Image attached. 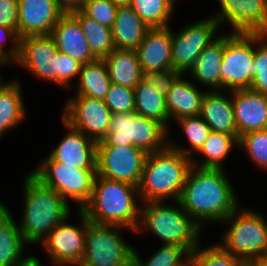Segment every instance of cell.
<instances>
[{
    "instance_id": "cell-37",
    "label": "cell",
    "mask_w": 267,
    "mask_h": 266,
    "mask_svg": "<svg viewBox=\"0 0 267 266\" xmlns=\"http://www.w3.org/2000/svg\"><path fill=\"white\" fill-rule=\"evenodd\" d=\"M161 247L156 249L147 259H143L135 249L133 252L147 265V266H189L190 265V251L180 245L160 244Z\"/></svg>"
},
{
    "instance_id": "cell-24",
    "label": "cell",
    "mask_w": 267,
    "mask_h": 266,
    "mask_svg": "<svg viewBox=\"0 0 267 266\" xmlns=\"http://www.w3.org/2000/svg\"><path fill=\"white\" fill-rule=\"evenodd\" d=\"M224 52V31L209 44L188 71L193 82L205 86L207 91L221 90L220 68ZM194 79V80H193Z\"/></svg>"
},
{
    "instance_id": "cell-27",
    "label": "cell",
    "mask_w": 267,
    "mask_h": 266,
    "mask_svg": "<svg viewBox=\"0 0 267 266\" xmlns=\"http://www.w3.org/2000/svg\"><path fill=\"white\" fill-rule=\"evenodd\" d=\"M148 29L147 24L130 6L118 7L111 27L114 47L136 50Z\"/></svg>"
},
{
    "instance_id": "cell-38",
    "label": "cell",
    "mask_w": 267,
    "mask_h": 266,
    "mask_svg": "<svg viewBox=\"0 0 267 266\" xmlns=\"http://www.w3.org/2000/svg\"><path fill=\"white\" fill-rule=\"evenodd\" d=\"M251 89L267 96V34L255 33Z\"/></svg>"
},
{
    "instance_id": "cell-33",
    "label": "cell",
    "mask_w": 267,
    "mask_h": 266,
    "mask_svg": "<svg viewBox=\"0 0 267 266\" xmlns=\"http://www.w3.org/2000/svg\"><path fill=\"white\" fill-rule=\"evenodd\" d=\"M175 122L179 124L178 127H180L188 145L177 144L171 138L169 139V146L186 156L196 157L195 154L201 149L211 132L210 127L200 115L182 117Z\"/></svg>"
},
{
    "instance_id": "cell-21",
    "label": "cell",
    "mask_w": 267,
    "mask_h": 266,
    "mask_svg": "<svg viewBox=\"0 0 267 266\" xmlns=\"http://www.w3.org/2000/svg\"><path fill=\"white\" fill-rule=\"evenodd\" d=\"M50 36L59 52L81 64L96 60L89 49L87 37L83 34L79 22L70 13H65L58 20Z\"/></svg>"
},
{
    "instance_id": "cell-28",
    "label": "cell",
    "mask_w": 267,
    "mask_h": 266,
    "mask_svg": "<svg viewBox=\"0 0 267 266\" xmlns=\"http://www.w3.org/2000/svg\"><path fill=\"white\" fill-rule=\"evenodd\" d=\"M103 60L111 83L134 89L144 78L136 50L115 48Z\"/></svg>"
},
{
    "instance_id": "cell-23",
    "label": "cell",
    "mask_w": 267,
    "mask_h": 266,
    "mask_svg": "<svg viewBox=\"0 0 267 266\" xmlns=\"http://www.w3.org/2000/svg\"><path fill=\"white\" fill-rule=\"evenodd\" d=\"M200 116L211 131L238 135L232 103V91H206L202 99Z\"/></svg>"
},
{
    "instance_id": "cell-22",
    "label": "cell",
    "mask_w": 267,
    "mask_h": 266,
    "mask_svg": "<svg viewBox=\"0 0 267 266\" xmlns=\"http://www.w3.org/2000/svg\"><path fill=\"white\" fill-rule=\"evenodd\" d=\"M180 74L173 82L166 97V109L171 122L186 116L200 115L202 99L207 91L196 86V83ZM187 78V79H186Z\"/></svg>"
},
{
    "instance_id": "cell-11",
    "label": "cell",
    "mask_w": 267,
    "mask_h": 266,
    "mask_svg": "<svg viewBox=\"0 0 267 266\" xmlns=\"http://www.w3.org/2000/svg\"><path fill=\"white\" fill-rule=\"evenodd\" d=\"M209 16V17H208ZM206 18L189 21L186 25L173 32L171 27V49H172V68L173 70L187 74L193 67L200 53L223 31L220 24L210 15ZM220 33V34H219Z\"/></svg>"
},
{
    "instance_id": "cell-50",
    "label": "cell",
    "mask_w": 267,
    "mask_h": 266,
    "mask_svg": "<svg viewBox=\"0 0 267 266\" xmlns=\"http://www.w3.org/2000/svg\"><path fill=\"white\" fill-rule=\"evenodd\" d=\"M117 7L129 6L132 0H110Z\"/></svg>"
},
{
    "instance_id": "cell-3",
    "label": "cell",
    "mask_w": 267,
    "mask_h": 266,
    "mask_svg": "<svg viewBox=\"0 0 267 266\" xmlns=\"http://www.w3.org/2000/svg\"><path fill=\"white\" fill-rule=\"evenodd\" d=\"M141 204L136 186L96 175L91 197L81 211L93 223L118 225L135 231Z\"/></svg>"
},
{
    "instance_id": "cell-2",
    "label": "cell",
    "mask_w": 267,
    "mask_h": 266,
    "mask_svg": "<svg viewBox=\"0 0 267 266\" xmlns=\"http://www.w3.org/2000/svg\"><path fill=\"white\" fill-rule=\"evenodd\" d=\"M22 183L23 209L18 226L27 245H38L57 225L73 214V209L71 203L31 172L26 173Z\"/></svg>"
},
{
    "instance_id": "cell-5",
    "label": "cell",
    "mask_w": 267,
    "mask_h": 266,
    "mask_svg": "<svg viewBox=\"0 0 267 266\" xmlns=\"http://www.w3.org/2000/svg\"><path fill=\"white\" fill-rule=\"evenodd\" d=\"M191 167V157L170 146L148 154L137 187L141 202L179 200Z\"/></svg>"
},
{
    "instance_id": "cell-43",
    "label": "cell",
    "mask_w": 267,
    "mask_h": 266,
    "mask_svg": "<svg viewBox=\"0 0 267 266\" xmlns=\"http://www.w3.org/2000/svg\"><path fill=\"white\" fill-rule=\"evenodd\" d=\"M181 73L170 69L164 71L149 72L144 75L148 82L152 85H156L157 91L163 96L167 97L168 92L170 91L174 80Z\"/></svg>"
},
{
    "instance_id": "cell-45",
    "label": "cell",
    "mask_w": 267,
    "mask_h": 266,
    "mask_svg": "<svg viewBox=\"0 0 267 266\" xmlns=\"http://www.w3.org/2000/svg\"><path fill=\"white\" fill-rule=\"evenodd\" d=\"M55 3L63 10L64 13H71L80 10L84 0H54Z\"/></svg>"
},
{
    "instance_id": "cell-40",
    "label": "cell",
    "mask_w": 267,
    "mask_h": 266,
    "mask_svg": "<svg viewBox=\"0 0 267 266\" xmlns=\"http://www.w3.org/2000/svg\"><path fill=\"white\" fill-rule=\"evenodd\" d=\"M117 9L110 0H84L81 8L88 17L109 28L113 26Z\"/></svg>"
},
{
    "instance_id": "cell-10",
    "label": "cell",
    "mask_w": 267,
    "mask_h": 266,
    "mask_svg": "<svg viewBox=\"0 0 267 266\" xmlns=\"http://www.w3.org/2000/svg\"><path fill=\"white\" fill-rule=\"evenodd\" d=\"M255 33L224 32L221 62V90L251 89L253 79Z\"/></svg>"
},
{
    "instance_id": "cell-29",
    "label": "cell",
    "mask_w": 267,
    "mask_h": 266,
    "mask_svg": "<svg viewBox=\"0 0 267 266\" xmlns=\"http://www.w3.org/2000/svg\"><path fill=\"white\" fill-rule=\"evenodd\" d=\"M235 147L237 149L239 147L238 135H229L227 133L211 131L201 149L196 153L197 156L203 158L196 159L192 157V165L199 168L224 169L225 167L223 164L232 154L231 152Z\"/></svg>"
},
{
    "instance_id": "cell-31",
    "label": "cell",
    "mask_w": 267,
    "mask_h": 266,
    "mask_svg": "<svg viewBox=\"0 0 267 266\" xmlns=\"http://www.w3.org/2000/svg\"><path fill=\"white\" fill-rule=\"evenodd\" d=\"M76 85L75 95H85L88 97L102 99L106 98L111 86V80L103 59H96L92 62L82 64L81 71Z\"/></svg>"
},
{
    "instance_id": "cell-42",
    "label": "cell",
    "mask_w": 267,
    "mask_h": 266,
    "mask_svg": "<svg viewBox=\"0 0 267 266\" xmlns=\"http://www.w3.org/2000/svg\"><path fill=\"white\" fill-rule=\"evenodd\" d=\"M10 41V42H9ZM5 43H11L9 49ZM20 38L14 29L0 25V55H2L14 68L13 64L19 56Z\"/></svg>"
},
{
    "instance_id": "cell-44",
    "label": "cell",
    "mask_w": 267,
    "mask_h": 266,
    "mask_svg": "<svg viewBox=\"0 0 267 266\" xmlns=\"http://www.w3.org/2000/svg\"><path fill=\"white\" fill-rule=\"evenodd\" d=\"M18 0H0V25L14 29L18 34Z\"/></svg>"
},
{
    "instance_id": "cell-41",
    "label": "cell",
    "mask_w": 267,
    "mask_h": 266,
    "mask_svg": "<svg viewBox=\"0 0 267 266\" xmlns=\"http://www.w3.org/2000/svg\"><path fill=\"white\" fill-rule=\"evenodd\" d=\"M81 66L82 64L79 61L60 52L59 87L71 91V87L73 88V85H75L72 82L74 79H78Z\"/></svg>"
},
{
    "instance_id": "cell-35",
    "label": "cell",
    "mask_w": 267,
    "mask_h": 266,
    "mask_svg": "<svg viewBox=\"0 0 267 266\" xmlns=\"http://www.w3.org/2000/svg\"><path fill=\"white\" fill-rule=\"evenodd\" d=\"M246 264L238 257L225 251L216 241L214 244L202 247L197 246L190 253L189 266H245Z\"/></svg>"
},
{
    "instance_id": "cell-16",
    "label": "cell",
    "mask_w": 267,
    "mask_h": 266,
    "mask_svg": "<svg viewBox=\"0 0 267 266\" xmlns=\"http://www.w3.org/2000/svg\"><path fill=\"white\" fill-rule=\"evenodd\" d=\"M219 10L212 14L231 33L267 34V0H218ZM233 28V29H232Z\"/></svg>"
},
{
    "instance_id": "cell-32",
    "label": "cell",
    "mask_w": 267,
    "mask_h": 266,
    "mask_svg": "<svg viewBox=\"0 0 267 266\" xmlns=\"http://www.w3.org/2000/svg\"><path fill=\"white\" fill-rule=\"evenodd\" d=\"M78 22L92 55L96 59L106 58L115 49L111 28L88 17L81 9L70 13Z\"/></svg>"
},
{
    "instance_id": "cell-17",
    "label": "cell",
    "mask_w": 267,
    "mask_h": 266,
    "mask_svg": "<svg viewBox=\"0 0 267 266\" xmlns=\"http://www.w3.org/2000/svg\"><path fill=\"white\" fill-rule=\"evenodd\" d=\"M62 125L67 130L58 144L47 153L54 161L64 166L82 170H96L97 142L73 128L61 116Z\"/></svg>"
},
{
    "instance_id": "cell-26",
    "label": "cell",
    "mask_w": 267,
    "mask_h": 266,
    "mask_svg": "<svg viewBox=\"0 0 267 266\" xmlns=\"http://www.w3.org/2000/svg\"><path fill=\"white\" fill-rule=\"evenodd\" d=\"M25 244L13 214L3 203L0 206V266L18 265L27 257Z\"/></svg>"
},
{
    "instance_id": "cell-25",
    "label": "cell",
    "mask_w": 267,
    "mask_h": 266,
    "mask_svg": "<svg viewBox=\"0 0 267 266\" xmlns=\"http://www.w3.org/2000/svg\"><path fill=\"white\" fill-rule=\"evenodd\" d=\"M18 78L0 83V138L22 125L28 113Z\"/></svg>"
},
{
    "instance_id": "cell-48",
    "label": "cell",
    "mask_w": 267,
    "mask_h": 266,
    "mask_svg": "<svg viewBox=\"0 0 267 266\" xmlns=\"http://www.w3.org/2000/svg\"><path fill=\"white\" fill-rule=\"evenodd\" d=\"M131 266H147V265L133 252Z\"/></svg>"
},
{
    "instance_id": "cell-15",
    "label": "cell",
    "mask_w": 267,
    "mask_h": 266,
    "mask_svg": "<svg viewBox=\"0 0 267 266\" xmlns=\"http://www.w3.org/2000/svg\"><path fill=\"white\" fill-rule=\"evenodd\" d=\"M61 113L66 122L92 140L100 142L106 138L112 112L104 100L73 94Z\"/></svg>"
},
{
    "instance_id": "cell-14",
    "label": "cell",
    "mask_w": 267,
    "mask_h": 266,
    "mask_svg": "<svg viewBox=\"0 0 267 266\" xmlns=\"http://www.w3.org/2000/svg\"><path fill=\"white\" fill-rule=\"evenodd\" d=\"M13 65L59 87L60 52L50 35L21 38L19 56Z\"/></svg>"
},
{
    "instance_id": "cell-49",
    "label": "cell",
    "mask_w": 267,
    "mask_h": 266,
    "mask_svg": "<svg viewBox=\"0 0 267 266\" xmlns=\"http://www.w3.org/2000/svg\"><path fill=\"white\" fill-rule=\"evenodd\" d=\"M7 65L11 66V64L2 55H0V68L2 69L3 66L6 67ZM4 80V76L0 71V83H2Z\"/></svg>"
},
{
    "instance_id": "cell-47",
    "label": "cell",
    "mask_w": 267,
    "mask_h": 266,
    "mask_svg": "<svg viewBox=\"0 0 267 266\" xmlns=\"http://www.w3.org/2000/svg\"><path fill=\"white\" fill-rule=\"evenodd\" d=\"M249 266H267V254H263L257 258H254L249 264Z\"/></svg>"
},
{
    "instance_id": "cell-20",
    "label": "cell",
    "mask_w": 267,
    "mask_h": 266,
    "mask_svg": "<svg viewBox=\"0 0 267 266\" xmlns=\"http://www.w3.org/2000/svg\"><path fill=\"white\" fill-rule=\"evenodd\" d=\"M238 137L267 129V96L252 89L232 91Z\"/></svg>"
},
{
    "instance_id": "cell-7",
    "label": "cell",
    "mask_w": 267,
    "mask_h": 266,
    "mask_svg": "<svg viewBox=\"0 0 267 266\" xmlns=\"http://www.w3.org/2000/svg\"><path fill=\"white\" fill-rule=\"evenodd\" d=\"M171 137L169 130L157 120L125 112L112 114L104 140L111 146L134 145L151 154L167 148Z\"/></svg>"
},
{
    "instance_id": "cell-4",
    "label": "cell",
    "mask_w": 267,
    "mask_h": 266,
    "mask_svg": "<svg viewBox=\"0 0 267 266\" xmlns=\"http://www.w3.org/2000/svg\"><path fill=\"white\" fill-rule=\"evenodd\" d=\"M146 231L158 238L161 244L180 245L190 252L201 244L204 232L183 210L178 200L142 202L134 234Z\"/></svg>"
},
{
    "instance_id": "cell-34",
    "label": "cell",
    "mask_w": 267,
    "mask_h": 266,
    "mask_svg": "<svg viewBox=\"0 0 267 266\" xmlns=\"http://www.w3.org/2000/svg\"><path fill=\"white\" fill-rule=\"evenodd\" d=\"M177 2L178 0H132L129 6L149 28H154L171 25Z\"/></svg>"
},
{
    "instance_id": "cell-19",
    "label": "cell",
    "mask_w": 267,
    "mask_h": 266,
    "mask_svg": "<svg viewBox=\"0 0 267 266\" xmlns=\"http://www.w3.org/2000/svg\"><path fill=\"white\" fill-rule=\"evenodd\" d=\"M136 53L144 75L173 69L170 26L149 28Z\"/></svg>"
},
{
    "instance_id": "cell-13",
    "label": "cell",
    "mask_w": 267,
    "mask_h": 266,
    "mask_svg": "<svg viewBox=\"0 0 267 266\" xmlns=\"http://www.w3.org/2000/svg\"><path fill=\"white\" fill-rule=\"evenodd\" d=\"M147 155L137 146H111L102 140L97 142V175L138 187Z\"/></svg>"
},
{
    "instance_id": "cell-39",
    "label": "cell",
    "mask_w": 267,
    "mask_h": 266,
    "mask_svg": "<svg viewBox=\"0 0 267 266\" xmlns=\"http://www.w3.org/2000/svg\"><path fill=\"white\" fill-rule=\"evenodd\" d=\"M106 106L112 114L135 111V94L134 89L119 84L111 83L106 98Z\"/></svg>"
},
{
    "instance_id": "cell-8",
    "label": "cell",
    "mask_w": 267,
    "mask_h": 266,
    "mask_svg": "<svg viewBox=\"0 0 267 266\" xmlns=\"http://www.w3.org/2000/svg\"><path fill=\"white\" fill-rule=\"evenodd\" d=\"M124 229L135 233L123 226L89 221L85 251L79 266H131L134 247L125 241Z\"/></svg>"
},
{
    "instance_id": "cell-30",
    "label": "cell",
    "mask_w": 267,
    "mask_h": 266,
    "mask_svg": "<svg viewBox=\"0 0 267 266\" xmlns=\"http://www.w3.org/2000/svg\"><path fill=\"white\" fill-rule=\"evenodd\" d=\"M135 113L146 118L157 120L172 132L170 119L166 109V98L158 91L156 85H152L144 77L134 88Z\"/></svg>"
},
{
    "instance_id": "cell-36",
    "label": "cell",
    "mask_w": 267,
    "mask_h": 266,
    "mask_svg": "<svg viewBox=\"0 0 267 266\" xmlns=\"http://www.w3.org/2000/svg\"><path fill=\"white\" fill-rule=\"evenodd\" d=\"M257 170L267 171V129L251 131L239 137V147ZM267 173V172H266Z\"/></svg>"
},
{
    "instance_id": "cell-18",
    "label": "cell",
    "mask_w": 267,
    "mask_h": 266,
    "mask_svg": "<svg viewBox=\"0 0 267 266\" xmlns=\"http://www.w3.org/2000/svg\"><path fill=\"white\" fill-rule=\"evenodd\" d=\"M18 36L50 35L65 14L54 0H18Z\"/></svg>"
},
{
    "instance_id": "cell-9",
    "label": "cell",
    "mask_w": 267,
    "mask_h": 266,
    "mask_svg": "<svg viewBox=\"0 0 267 266\" xmlns=\"http://www.w3.org/2000/svg\"><path fill=\"white\" fill-rule=\"evenodd\" d=\"M44 159L30 172L44 185L59 193L68 203L74 202L77 210H81L91 197L96 170L64 166L49 155Z\"/></svg>"
},
{
    "instance_id": "cell-1",
    "label": "cell",
    "mask_w": 267,
    "mask_h": 266,
    "mask_svg": "<svg viewBox=\"0 0 267 266\" xmlns=\"http://www.w3.org/2000/svg\"><path fill=\"white\" fill-rule=\"evenodd\" d=\"M225 170L192 165L188 172L178 201L203 230L213 223L218 226L241 204Z\"/></svg>"
},
{
    "instance_id": "cell-6",
    "label": "cell",
    "mask_w": 267,
    "mask_h": 266,
    "mask_svg": "<svg viewBox=\"0 0 267 266\" xmlns=\"http://www.w3.org/2000/svg\"><path fill=\"white\" fill-rule=\"evenodd\" d=\"M259 210L241 205L219 225H228L219 245L248 265L266 253L267 220Z\"/></svg>"
},
{
    "instance_id": "cell-12",
    "label": "cell",
    "mask_w": 267,
    "mask_h": 266,
    "mask_svg": "<svg viewBox=\"0 0 267 266\" xmlns=\"http://www.w3.org/2000/svg\"><path fill=\"white\" fill-rule=\"evenodd\" d=\"M75 210L80 224H72L70 215L40 243L53 266H79L82 262L89 220L81 210Z\"/></svg>"
},
{
    "instance_id": "cell-46",
    "label": "cell",
    "mask_w": 267,
    "mask_h": 266,
    "mask_svg": "<svg viewBox=\"0 0 267 266\" xmlns=\"http://www.w3.org/2000/svg\"><path fill=\"white\" fill-rule=\"evenodd\" d=\"M40 260L41 259H39V257L33 254H28L27 257H25L18 265L15 266H45Z\"/></svg>"
}]
</instances>
